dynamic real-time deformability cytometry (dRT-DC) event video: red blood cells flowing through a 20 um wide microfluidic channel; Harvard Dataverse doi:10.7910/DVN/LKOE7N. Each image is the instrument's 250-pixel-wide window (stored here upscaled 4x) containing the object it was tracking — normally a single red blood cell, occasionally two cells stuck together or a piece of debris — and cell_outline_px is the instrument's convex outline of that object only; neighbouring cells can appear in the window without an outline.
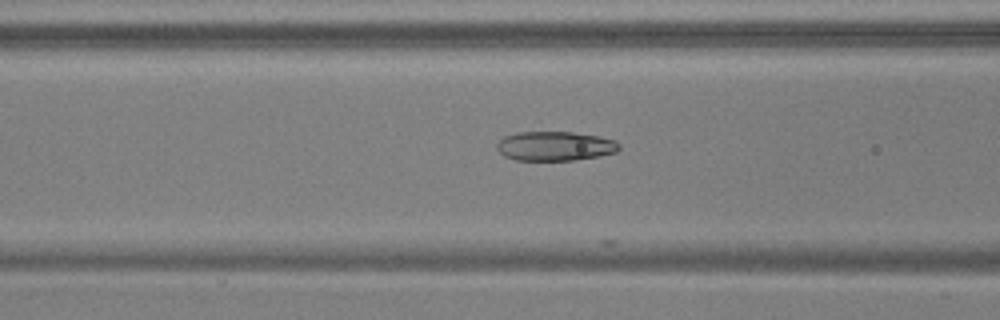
{"species": "common noctule bat (a hibernating species)", "species_latin": "Nyctalus noctula", "temperature_condition": "warm", "stored_images_in_passage": 16, "camera_frame_rate_fps": 3000, "um_per_image_px": 0.085, "animal": {"sex": "male", "body_mass_g": 17.9, "forearm_length_mm": 54.2}, "frame": {"image": 1, "passage_image": 7, "time_ms": 2.0, "image_size_px": [1000, 320], "cell_outline_px": [[620, 148], [616, 152], [600, 156], [572, 160], [516, 160], [504, 156], [496, 148], [496, 144], [504, 136], [516, 132], [572, 132], [600, 136], [616, 140], [620, 144]], "centroid_in_image_um": [47.19, 12.41], "position_along_channel_um": 119.4, "area_um2": 21.04}}
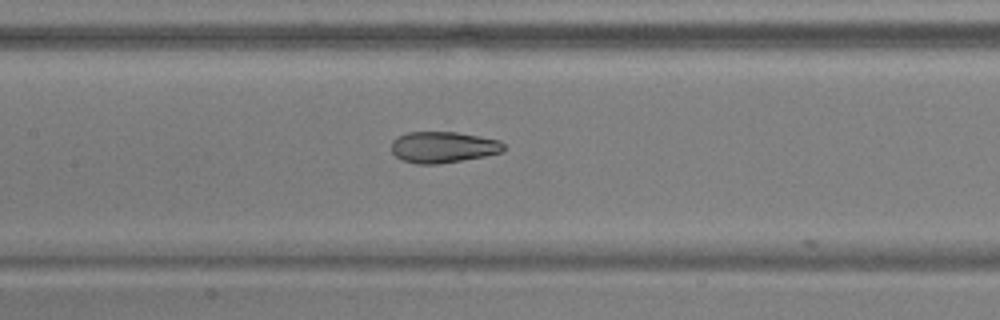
{"frame": {"image": 2, "passage_image": 11, "time_ms": 3.333, "image_size_px": [1000, 320], "cell_outline_px": [[504, 152], [484, 156], [436, 164], [416, 164], [400, 160], [392, 152], [392, 140], [408, 132], [456, 132], [480, 136], [500, 140], [504, 144]], "centroid_in_image_um": [37.67, 12.51], "position_along_channel_um": 169.7, "area_um2": 20.4}}
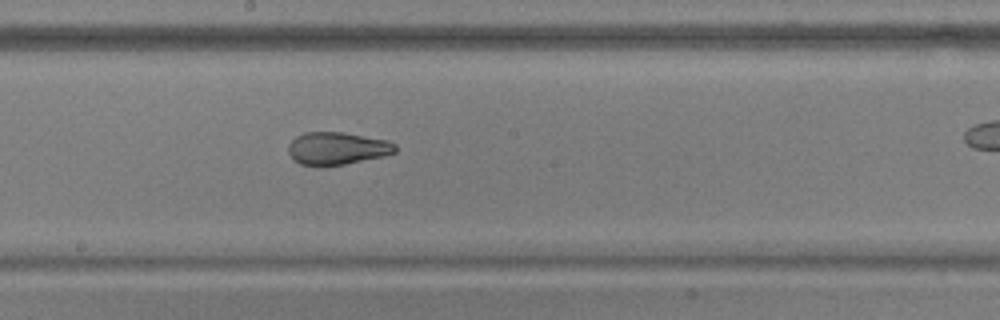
{"frame": {"image": 3, "passage_image": 15, "time_ms": 4.667, "image_size_px": [1000, 320], "cell_outline_px": [[396, 152], [384, 156], [344, 164], [320, 168], [300, 164], [292, 160], [288, 152], [288, 144], [296, 136], [304, 132], [344, 132], [388, 140], [396, 144]], "centroid_in_image_um": [28.62, 12.63], "position_along_channel_um": 219.6, "area_um2": 20.81}}